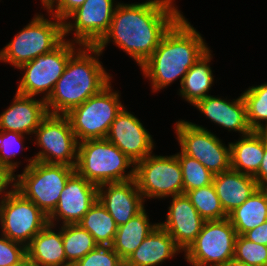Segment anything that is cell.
<instances>
[{"mask_svg": "<svg viewBox=\"0 0 267 266\" xmlns=\"http://www.w3.org/2000/svg\"><path fill=\"white\" fill-rule=\"evenodd\" d=\"M172 3V0H149L138 4L118 2L108 32L95 46L102 52L112 39L141 66L182 16Z\"/></svg>", "mask_w": 267, "mask_h": 266, "instance_id": "cell-1", "label": "cell"}, {"mask_svg": "<svg viewBox=\"0 0 267 266\" xmlns=\"http://www.w3.org/2000/svg\"><path fill=\"white\" fill-rule=\"evenodd\" d=\"M204 41L182 15L140 66L144 76L151 79L152 90L163 89L179 77L181 85L188 70L209 50Z\"/></svg>", "mask_w": 267, "mask_h": 266, "instance_id": "cell-2", "label": "cell"}, {"mask_svg": "<svg viewBox=\"0 0 267 266\" xmlns=\"http://www.w3.org/2000/svg\"><path fill=\"white\" fill-rule=\"evenodd\" d=\"M101 53L96 46L82 45L69 58L63 74L45 100L49 114L66 115L110 83L111 76L96 58Z\"/></svg>", "mask_w": 267, "mask_h": 266, "instance_id": "cell-3", "label": "cell"}, {"mask_svg": "<svg viewBox=\"0 0 267 266\" xmlns=\"http://www.w3.org/2000/svg\"><path fill=\"white\" fill-rule=\"evenodd\" d=\"M131 165L133 168L127 172L125 169ZM75 171L87 181L100 186L134 179L135 162L106 138L88 139L78 144Z\"/></svg>", "mask_w": 267, "mask_h": 266, "instance_id": "cell-4", "label": "cell"}, {"mask_svg": "<svg viewBox=\"0 0 267 266\" xmlns=\"http://www.w3.org/2000/svg\"><path fill=\"white\" fill-rule=\"evenodd\" d=\"M28 162L23 173L16 175L15 189L49 216L75 167L38 162L33 158Z\"/></svg>", "mask_w": 267, "mask_h": 266, "instance_id": "cell-5", "label": "cell"}, {"mask_svg": "<svg viewBox=\"0 0 267 266\" xmlns=\"http://www.w3.org/2000/svg\"><path fill=\"white\" fill-rule=\"evenodd\" d=\"M37 15L1 51L0 60L15 68L52 51L64 40L63 21Z\"/></svg>", "mask_w": 267, "mask_h": 266, "instance_id": "cell-6", "label": "cell"}, {"mask_svg": "<svg viewBox=\"0 0 267 266\" xmlns=\"http://www.w3.org/2000/svg\"><path fill=\"white\" fill-rule=\"evenodd\" d=\"M110 85L111 82L66 114L78 142L106 138L116 115L124 107L119 100V93L113 92Z\"/></svg>", "mask_w": 267, "mask_h": 266, "instance_id": "cell-7", "label": "cell"}, {"mask_svg": "<svg viewBox=\"0 0 267 266\" xmlns=\"http://www.w3.org/2000/svg\"><path fill=\"white\" fill-rule=\"evenodd\" d=\"M134 179L143 199L183 194L182 168L176 154L156 156L151 153L135 163Z\"/></svg>", "mask_w": 267, "mask_h": 266, "instance_id": "cell-8", "label": "cell"}, {"mask_svg": "<svg viewBox=\"0 0 267 266\" xmlns=\"http://www.w3.org/2000/svg\"><path fill=\"white\" fill-rule=\"evenodd\" d=\"M72 43L64 39L52 51L22 64L18 69L25 70V73L16 92L33 97L46 92L43 96L46 100L63 74L69 58L76 52V43Z\"/></svg>", "mask_w": 267, "mask_h": 266, "instance_id": "cell-9", "label": "cell"}, {"mask_svg": "<svg viewBox=\"0 0 267 266\" xmlns=\"http://www.w3.org/2000/svg\"><path fill=\"white\" fill-rule=\"evenodd\" d=\"M34 134L35 145L42 148L34 161L76 166L79 142L66 115L48 114Z\"/></svg>", "mask_w": 267, "mask_h": 266, "instance_id": "cell-10", "label": "cell"}, {"mask_svg": "<svg viewBox=\"0 0 267 266\" xmlns=\"http://www.w3.org/2000/svg\"><path fill=\"white\" fill-rule=\"evenodd\" d=\"M237 232L229 218L205 221L195 241L185 251L191 266H220L234 256Z\"/></svg>", "mask_w": 267, "mask_h": 266, "instance_id": "cell-11", "label": "cell"}, {"mask_svg": "<svg viewBox=\"0 0 267 266\" xmlns=\"http://www.w3.org/2000/svg\"><path fill=\"white\" fill-rule=\"evenodd\" d=\"M2 197L4 198L0 201L1 234L27 246L49 223L48 216L16 189Z\"/></svg>", "mask_w": 267, "mask_h": 266, "instance_id": "cell-12", "label": "cell"}, {"mask_svg": "<svg viewBox=\"0 0 267 266\" xmlns=\"http://www.w3.org/2000/svg\"><path fill=\"white\" fill-rule=\"evenodd\" d=\"M181 151L198 160L214 175L229 170L230 145L226 147L208 129L192 122L180 120L175 124Z\"/></svg>", "mask_w": 267, "mask_h": 266, "instance_id": "cell-13", "label": "cell"}, {"mask_svg": "<svg viewBox=\"0 0 267 266\" xmlns=\"http://www.w3.org/2000/svg\"><path fill=\"white\" fill-rule=\"evenodd\" d=\"M114 0H85L67 19L74 23L63 22L64 37L71 31L74 41L80 46H95L108 32L114 11Z\"/></svg>", "mask_w": 267, "mask_h": 266, "instance_id": "cell-14", "label": "cell"}, {"mask_svg": "<svg viewBox=\"0 0 267 266\" xmlns=\"http://www.w3.org/2000/svg\"><path fill=\"white\" fill-rule=\"evenodd\" d=\"M106 139L135 163L152 153L154 142L140 120L125 107L116 115Z\"/></svg>", "mask_w": 267, "mask_h": 266, "instance_id": "cell-15", "label": "cell"}, {"mask_svg": "<svg viewBox=\"0 0 267 266\" xmlns=\"http://www.w3.org/2000/svg\"><path fill=\"white\" fill-rule=\"evenodd\" d=\"M97 199L98 186L75 171L61 191L56 208L48 216V222L55 225L54 221L60 219L63 225L77 224Z\"/></svg>", "mask_w": 267, "mask_h": 266, "instance_id": "cell-16", "label": "cell"}, {"mask_svg": "<svg viewBox=\"0 0 267 266\" xmlns=\"http://www.w3.org/2000/svg\"><path fill=\"white\" fill-rule=\"evenodd\" d=\"M166 222L158 223L185 252L201 232L205 220L192 205L185 193L172 197Z\"/></svg>", "mask_w": 267, "mask_h": 266, "instance_id": "cell-17", "label": "cell"}, {"mask_svg": "<svg viewBox=\"0 0 267 266\" xmlns=\"http://www.w3.org/2000/svg\"><path fill=\"white\" fill-rule=\"evenodd\" d=\"M98 200L111 214L117 226L127 223L140 213L145 202L135 179L98 186Z\"/></svg>", "mask_w": 267, "mask_h": 266, "instance_id": "cell-18", "label": "cell"}, {"mask_svg": "<svg viewBox=\"0 0 267 266\" xmlns=\"http://www.w3.org/2000/svg\"><path fill=\"white\" fill-rule=\"evenodd\" d=\"M48 114L43 98L36 100L16 92L12 104L0 114V130L33 134Z\"/></svg>", "mask_w": 267, "mask_h": 266, "instance_id": "cell-19", "label": "cell"}, {"mask_svg": "<svg viewBox=\"0 0 267 266\" xmlns=\"http://www.w3.org/2000/svg\"><path fill=\"white\" fill-rule=\"evenodd\" d=\"M194 107L214 123L225 129L228 128V131H238L242 136L252 132L247 120L246 105L242 95L232 102L208 95L199 100Z\"/></svg>", "mask_w": 267, "mask_h": 266, "instance_id": "cell-20", "label": "cell"}, {"mask_svg": "<svg viewBox=\"0 0 267 266\" xmlns=\"http://www.w3.org/2000/svg\"><path fill=\"white\" fill-rule=\"evenodd\" d=\"M212 184L227 215L243 204L259 188L253 176L231 168L215 174Z\"/></svg>", "mask_w": 267, "mask_h": 266, "instance_id": "cell-21", "label": "cell"}, {"mask_svg": "<svg viewBox=\"0 0 267 266\" xmlns=\"http://www.w3.org/2000/svg\"><path fill=\"white\" fill-rule=\"evenodd\" d=\"M180 251L169 233L158 225L124 261V266H158Z\"/></svg>", "mask_w": 267, "mask_h": 266, "instance_id": "cell-22", "label": "cell"}, {"mask_svg": "<svg viewBox=\"0 0 267 266\" xmlns=\"http://www.w3.org/2000/svg\"><path fill=\"white\" fill-rule=\"evenodd\" d=\"M230 145V167L254 176L261 165L266 147V131H252Z\"/></svg>", "mask_w": 267, "mask_h": 266, "instance_id": "cell-23", "label": "cell"}, {"mask_svg": "<svg viewBox=\"0 0 267 266\" xmlns=\"http://www.w3.org/2000/svg\"><path fill=\"white\" fill-rule=\"evenodd\" d=\"M48 223L26 246L27 256L38 266H71L66 259L62 226L57 233Z\"/></svg>", "mask_w": 267, "mask_h": 266, "instance_id": "cell-24", "label": "cell"}, {"mask_svg": "<svg viewBox=\"0 0 267 266\" xmlns=\"http://www.w3.org/2000/svg\"><path fill=\"white\" fill-rule=\"evenodd\" d=\"M159 224L149 223L145 209L117 227L112 248L125 261Z\"/></svg>", "mask_w": 267, "mask_h": 266, "instance_id": "cell-25", "label": "cell"}, {"mask_svg": "<svg viewBox=\"0 0 267 266\" xmlns=\"http://www.w3.org/2000/svg\"><path fill=\"white\" fill-rule=\"evenodd\" d=\"M228 218L237 235H243L267 221V191L259 187L243 204L233 210Z\"/></svg>", "mask_w": 267, "mask_h": 266, "instance_id": "cell-26", "label": "cell"}, {"mask_svg": "<svg viewBox=\"0 0 267 266\" xmlns=\"http://www.w3.org/2000/svg\"><path fill=\"white\" fill-rule=\"evenodd\" d=\"M210 49L188 70L184 76L180 95L190 104L195 105L199 100L208 96L207 92L213 84V74L210 65Z\"/></svg>", "mask_w": 267, "mask_h": 266, "instance_id": "cell-27", "label": "cell"}, {"mask_svg": "<svg viewBox=\"0 0 267 266\" xmlns=\"http://www.w3.org/2000/svg\"><path fill=\"white\" fill-rule=\"evenodd\" d=\"M77 224L86 229L98 245L112 246L118 226L98 199Z\"/></svg>", "mask_w": 267, "mask_h": 266, "instance_id": "cell-28", "label": "cell"}, {"mask_svg": "<svg viewBox=\"0 0 267 266\" xmlns=\"http://www.w3.org/2000/svg\"><path fill=\"white\" fill-rule=\"evenodd\" d=\"M62 241L71 266L98 246L94 237L79 224H62Z\"/></svg>", "mask_w": 267, "mask_h": 266, "instance_id": "cell-29", "label": "cell"}, {"mask_svg": "<svg viewBox=\"0 0 267 266\" xmlns=\"http://www.w3.org/2000/svg\"><path fill=\"white\" fill-rule=\"evenodd\" d=\"M241 95L252 131H267V83L249 87ZM261 121H265V125Z\"/></svg>", "mask_w": 267, "mask_h": 266, "instance_id": "cell-30", "label": "cell"}, {"mask_svg": "<svg viewBox=\"0 0 267 266\" xmlns=\"http://www.w3.org/2000/svg\"><path fill=\"white\" fill-rule=\"evenodd\" d=\"M192 205L205 221L221 220L228 217L213 184L185 192Z\"/></svg>", "mask_w": 267, "mask_h": 266, "instance_id": "cell-31", "label": "cell"}, {"mask_svg": "<svg viewBox=\"0 0 267 266\" xmlns=\"http://www.w3.org/2000/svg\"><path fill=\"white\" fill-rule=\"evenodd\" d=\"M176 157L182 168L183 193L213 183L214 174L198 160L184 154L182 151L177 153Z\"/></svg>", "mask_w": 267, "mask_h": 266, "instance_id": "cell-32", "label": "cell"}, {"mask_svg": "<svg viewBox=\"0 0 267 266\" xmlns=\"http://www.w3.org/2000/svg\"><path fill=\"white\" fill-rule=\"evenodd\" d=\"M233 258L250 266H267V246L237 235Z\"/></svg>", "mask_w": 267, "mask_h": 266, "instance_id": "cell-33", "label": "cell"}, {"mask_svg": "<svg viewBox=\"0 0 267 266\" xmlns=\"http://www.w3.org/2000/svg\"><path fill=\"white\" fill-rule=\"evenodd\" d=\"M73 266H124V260L112 246L98 245Z\"/></svg>", "mask_w": 267, "mask_h": 266, "instance_id": "cell-34", "label": "cell"}, {"mask_svg": "<svg viewBox=\"0 0 267 266\" xmlns=\"http://www.w3.org/2000/svg\"><path fill=\"white\" fill-rule=\"evenodd\" d=\"M23 137L24 135L19 132L0 130V162L4 163L13 172H15L18 164L10 158L16 156L18 149L24 148L22 144Z\"/></svg>", "mask_w": 267, "mask_h": 266, "instance_id": "cell-35", "label": "cell"}, {"mask_svg": "<svg viewBox=\"0 0 267 266\" xmlns=\"http://www.w3.org/2000/svg\"><path fill=\"white\" fill-rule=\"evenodd\" d=\"M27 256L26 246L3 235L0 238V266H12Z\"/></svg>", "mask_w": 267, "mask_h": 266, "instance_id": "cell-36", "label": "cell"}, {"mask_svg": "<svg viewBox=\"0 0 267 266\" xmlns=\"http://www.w3.org/2000/svg\"><path fill=\"white\" fill-rule=\"evenodd\" d=\"M85 0H57L54 7H50L47 12L57 17L61 21H66L67 17L79 8ZM55 8V10H54Z\"/></svg>", "mask_w": 267, "mask_h": 266, "instance_id": "cell-37", "label": "cell"}, {"mask_svg": "<svg viewBox=\"0 0 267 266\" xmlns=\"http://www.w3.org/2000/svg\"><path fill=\"white\" fill-rule=\"evenodd\" d=\"M15 181H16V175H14V172L9 169L4 163L0 162V194L2 192L5 193V195L11 193L15 189ZM14 182V183H13ZM12 183L13 187L12 190L5 192L7 189V186Z\"/></svg>", "mask_w": 267, "mask_h": 266, "instance_id": "cell-38", "label": "cell"}, {"mask_svg": "<svg viewBox=\"0 0 267 266\" xmlns=\"http://www.w3.org/2000/svg\"><path fill=\"white\" fill-rule=\"evenodd\" d=\"M243 236L250 241L267 246V221L245 232Z\"/></svg>", "mask_w": 267, "mask_h": 266, "instance_id": "cell-39", "label": "cell"}, {"mask_svg": "<svg viewBox=\"0 0 267 266\" xmlns=\"http://www.w3.org/2000/svg\"><path fill=\"white\" fill-rule=\"evenodd\" d=\"M259 187H264L267 184V131H266V147L263 159L258 172L253 176Z\"/></svg>", "mask_w": 267, "mask_h": 266, "instance_id": "cell-40", "label": "cell"}, {"mask_svg": "<svg viewBox=\"0 0 267 266\" xmlns=\"http://www.w3.org/2000/svg\"><path fill=\"white\" fill-rule=\"evenodd\" d=\"M12 266H38V265L35 262H33L28 256H26L19 263Z\"/></svg>", "mask_w": 267, "mask_h": 266, "instance_id": "cell-41", "label": "cell"}, {"mask_svg": "<svg viewBox=\"0 0 267 266\" xmlns=\"http://www.w3.org/2000/svg\"><path fill=\"white\" fill-rule=\"evenodd\" d=\"M220 266H250L244 262L238 261L235 258L230 259L229 261H227L226 263H224L223 265Z\"/></svg>", "mask_w": 267, "mask_h": 266, "instance_id": "cell-42", "label": "cell"}, {"mask_svg": "<svg viewBox=\"0 0 267 266\" xmlns=\"http://www.w3.org/2000/svg\"><path fill=\"white\" fill-rule=\"evenodd\" d=\"M57 0H41L42 5L48 10L50 7H53Z\"/></svg>", "mask_w": 267, "mask_h": 266, "instance_id": "cell-43", "label": "cell"}, {"mask_svg": "<svg viewBox=\"0 0 267 266\" xmlns=\"http://www.w3.org/2000/svg\"><path fill=\"white\" fill-rule=\"evenodd\" d=\"M263 188L267 191V184Z\"/></svg>", "mask_w": 267, "mask_h": 266, "instance_id": "cell-44", "label": "cell"}]
</instances>
